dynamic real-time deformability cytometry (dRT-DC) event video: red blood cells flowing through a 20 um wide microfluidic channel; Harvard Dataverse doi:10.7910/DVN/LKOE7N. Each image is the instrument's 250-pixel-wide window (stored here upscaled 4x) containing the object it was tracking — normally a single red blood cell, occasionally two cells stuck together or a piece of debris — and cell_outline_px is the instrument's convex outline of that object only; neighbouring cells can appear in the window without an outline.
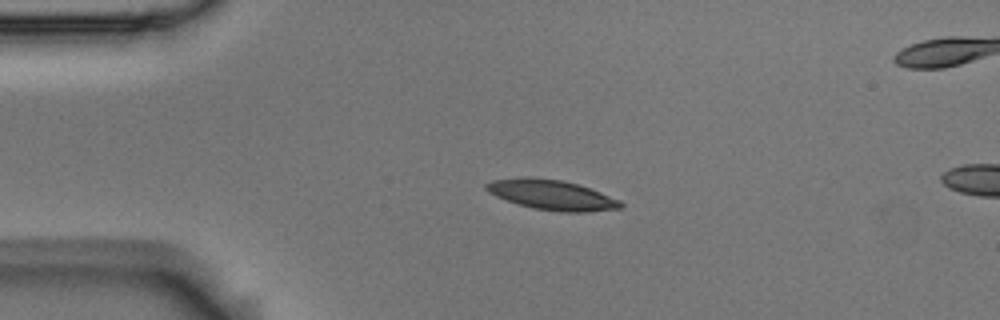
{"species": "Egyptian fruit bat (a non-hibernating species)", "species_latin": "Rousettus aegyptiacus", "temperature_condition": "room temperature", "stored_images_in_passage": 3, "camera_frame_rate_fps": 3000, "um_per_image_px": 0.085, "animal": {"sex": "male"}, "frame": {"image": 1, "passage_image": 1, "time_ms": 0.0, "image_size_px": [1000, 320], "cell_outline_px": [[624, 204], [620, 208], [588, 212], [560, 212], [532, 208], [516, 204], [496, 196], [488, 192], [484, 188], [484, 184], [492, 180], [524, 176], [560, 180], [576, 184], [600, 192], [620, 200]], "centroid_in_image_um": [46.85, 16.57], "position_along_channel_um": 38.2, "area_um2": 23.52}}